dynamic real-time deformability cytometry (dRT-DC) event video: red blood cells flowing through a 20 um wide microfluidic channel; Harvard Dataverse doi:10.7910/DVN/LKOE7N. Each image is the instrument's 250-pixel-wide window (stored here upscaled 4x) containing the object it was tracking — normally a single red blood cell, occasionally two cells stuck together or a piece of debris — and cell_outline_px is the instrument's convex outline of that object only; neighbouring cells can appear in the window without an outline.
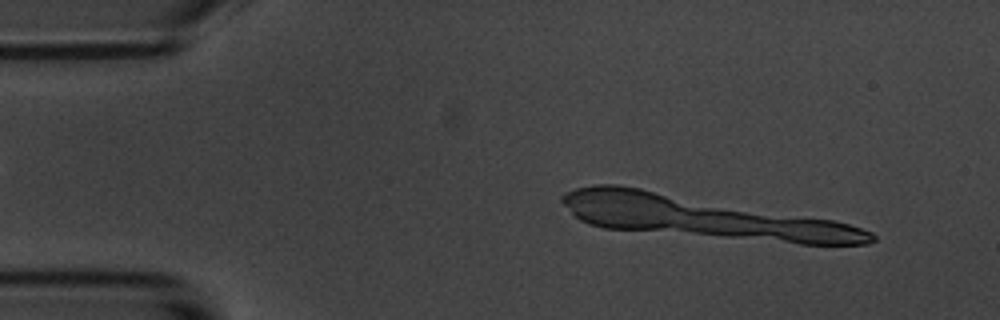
{"species": "common noctule bat (a hibernating species)", "species_latin": "Nyctalus noctula", "temperature_condition": "room temperature", "stored_images_in_passage": 12, "camera_frame_rate_fps": 3000, "um_per_image_px": 0.085, "animal": {"sex": "male", "body_mass_g": 20.1, "forearm_length_mm": 53.5}, "frame": {"image": 1, "passage_image": 12, "time_ms": 3.667, "image_size_px": [1000, 320], "cell_outline_px": [[872, 240], [856, 244], [808, 244], [708, 232], [688, 228], [688, 212], [732, 212], [824, 220], [844, 224], [868, 232], [872, 236]], "centroid_in_image_um": [66.09, 19.39], "position_along_channel_um": 18.9, "area_um2": 28.44}}